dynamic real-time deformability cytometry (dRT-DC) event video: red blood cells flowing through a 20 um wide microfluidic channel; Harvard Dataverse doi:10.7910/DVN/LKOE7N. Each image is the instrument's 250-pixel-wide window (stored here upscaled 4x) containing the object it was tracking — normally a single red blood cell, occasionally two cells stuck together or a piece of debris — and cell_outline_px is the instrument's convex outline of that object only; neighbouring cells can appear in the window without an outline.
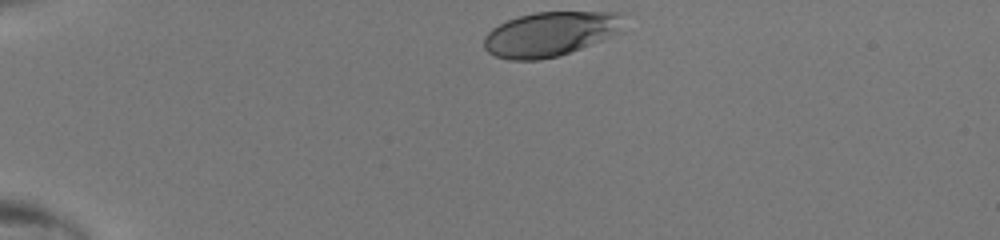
{"species": "human", "species_latin": "Homo sapiens", "temperature_condition": "room temperature", "stored_images_in_passage": 31, "camera_frame_rate_fps": 3000, "um_per_image_px": 0.085, "donor": {"sex": "male"}, "frame": {"image": 1, "passage_image": 1, "time_ms": 0.0, "image_size_px": [1000, 240], "cell_outline_px": [[624, 32], [560, 56], [540, 60], [508, 60], [496, 56], [488, 52], [484, 48], [484, 36], [492, 28], [508, 20], [520, 16], [536, 12], [616, 12]], "centroid_in_image_um": [46.74, 2.91], "position_along_channel_um": 38.3, "area_um2": 36.18}}
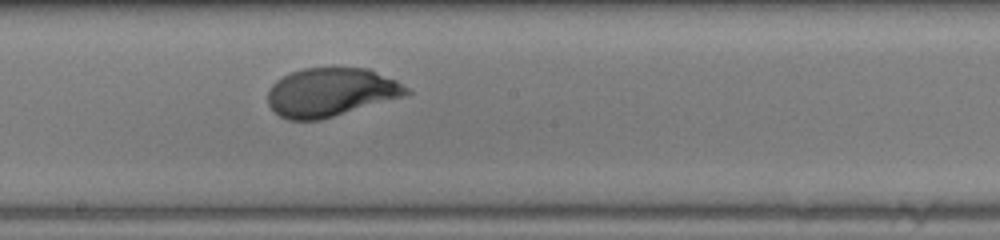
{"frame": {"image": 2, "passage_image": 18, "time_ms": 5.667, "image_size_px": [1000, 240], "cell_outline_px": [[412, 92], [404, 96], [320, 120], [288, 120], [280, 116], [268, 104], [268, 92], [272, 84], [276, 80], [292, 72], [304, 68], [368, 68], [396, 80], [408, 88]], "centroid_in_image_um": [28.12, 7.84], "position_along_channel_um": 220.1, "area_um2": 39.02}}
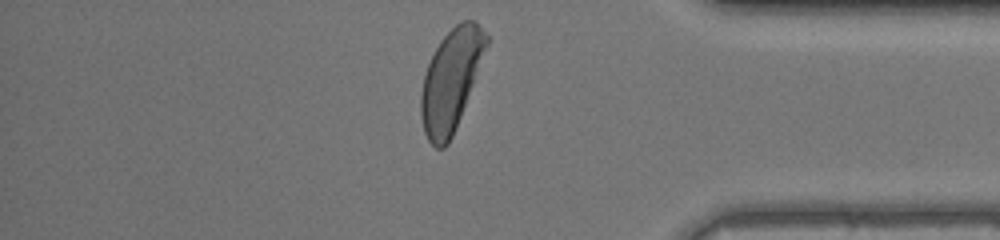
{"frame": {"image": 3, "passage_image": 31, "time_ms": 10.0, "image_size_px": [1000, 240], "cell_outline_px": [[488, 44], [460, 116], [452, 136], [448, 144], [444, 148], [436, 148], [428, 140], [424, 132], [420, 116], [420, 96], [424, 76], [428, 64], [440, 40], [460, 20], [476, 20], [488, 36]], "centroid_in_image_um": [38.31, 6.8], "position_along_channel_um": 396.9, "area_um2": 38.03}}